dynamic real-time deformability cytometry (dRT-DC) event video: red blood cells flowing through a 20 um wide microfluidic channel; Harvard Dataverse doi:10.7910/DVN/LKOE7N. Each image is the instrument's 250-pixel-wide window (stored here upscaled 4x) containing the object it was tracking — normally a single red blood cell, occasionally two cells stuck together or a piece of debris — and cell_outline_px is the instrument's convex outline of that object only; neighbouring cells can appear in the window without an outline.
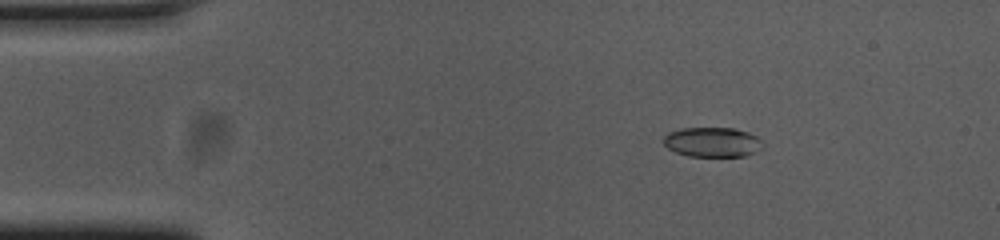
{"species": "common noctule bat (a hibernating species)", "species_latin": "Nyctalus noctula", "temperature_condition": "cold", "stored_images_in_passage": 55, "camera_frame_rate_fps": 3000, "um_per_image_px": 0.085, "animal": {"sex": "female", "body_mass_g": 23.0, "forearm_length_mm": 53.4}, "frame": {"image": 1, "passage_image": 9, "time_ms": 2.667, "image_size_px": [1000, 240], "cell_outline_px": [[764, 148], [756, 152], [744, 156], [688, 156], [676, 152], [668, 148], [664, 144], [664, 136], [668, 132], [680, 128], [732, 128], [748, 132], [756, 136], [764, 144]], "centroid_in_image_um": [60.57, 12.08], "position_along_channel_um": 24.4, "area_um2": 17.28}}
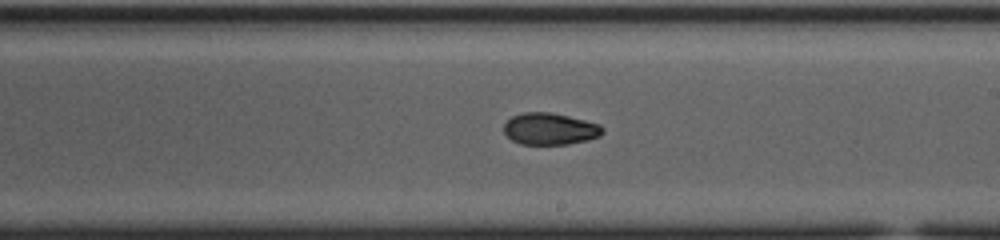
{"frame": {"image": 2, "passage_image": 32, "time_ms": 10.333, "image_size_px": [1000, 240], "cell_outline_px": [[604, 132], [600, 136], [588, 140], [568, 144], [520, 144], [512, 140], [504, 132], [504, 124], [512, 116], [524, 112], [548, 112], [568, 116], [600, 124], [604, 128]], "centroid_in_image_um": [46.76, 10.96], "position_along_channel_um": 242.2, "area_um2": 18.26}}
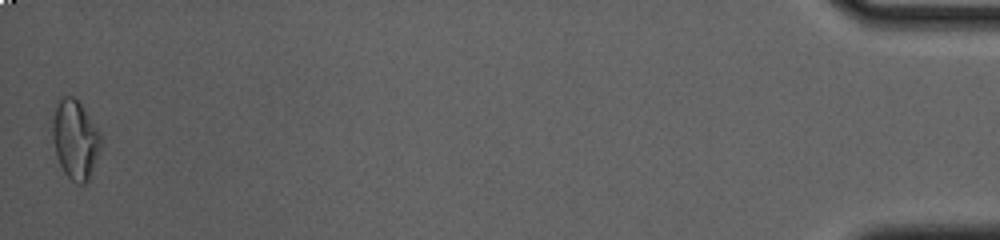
{"frame": {"image": 3, "passage_image": 55, "time_ms": 18.0, "image_size_px": [1000, 240], "cell_outline_px": [[100, 148], [88, 180], [84, 184], [76, 184], [64, 172], [56, 156], [52, 136], [52, 124], [56, 108], [60, 100], [64, 96], [72, 96], [80, 104], [96, 128], [100, 136]], "centroid_in_image_um": [6.37, 11.9], "position_along_channel_um": 428.8, "area_um2": 21.5}, "authors_computed_cell_mechanics": {"area_um2": 18.6694, "velocity_mm_per_s": 3.7178, "shape_relaxation_time_tau1_ms": 8.8881, "shape_relaxation_time_tau2_ms": 1.9692, "deformation_change_tau1": 0.205, "deformation_change_tau2": 0.0479}}